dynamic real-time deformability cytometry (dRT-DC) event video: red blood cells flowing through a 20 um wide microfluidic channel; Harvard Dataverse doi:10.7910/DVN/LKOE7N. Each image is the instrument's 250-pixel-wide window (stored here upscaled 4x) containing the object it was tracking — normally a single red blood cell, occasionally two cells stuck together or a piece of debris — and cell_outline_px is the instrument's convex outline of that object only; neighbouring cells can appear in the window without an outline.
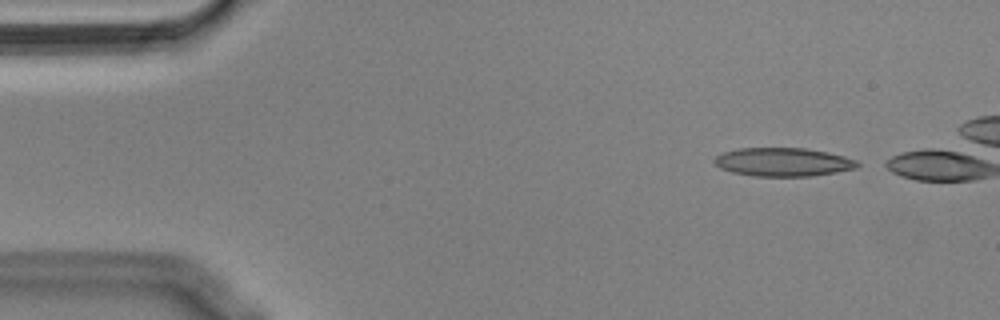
{"species": "Egyptian fruit bat (a non-hibernating species)", "species_latin": "Rousettus aegyptiacus", "temperature_condition": "cold", "stored_images_in_passage": 44, "camera_frame_rate_fps": 3000, "um_per_image_px": 0.085, "animal": {"sex": "male"}, "frame": {"image": 1, "passage_image": 2, "time_ms": 0.333, "image_size_px": [1000, 320], "cell_outline_px": [[860, 164], [856, 168], [836, 172], [808, 176], [752, 176], [732, 172], [720, 168], [712, 160], [716, 156], [724, 152], [736, 148], [804, 148], [828, 152], [844, 156], [856, 160]], "centroid_in_image_um": [66.54, 13.77], "position_along_channel_um": 18.5, "area_um2": 23.76}}
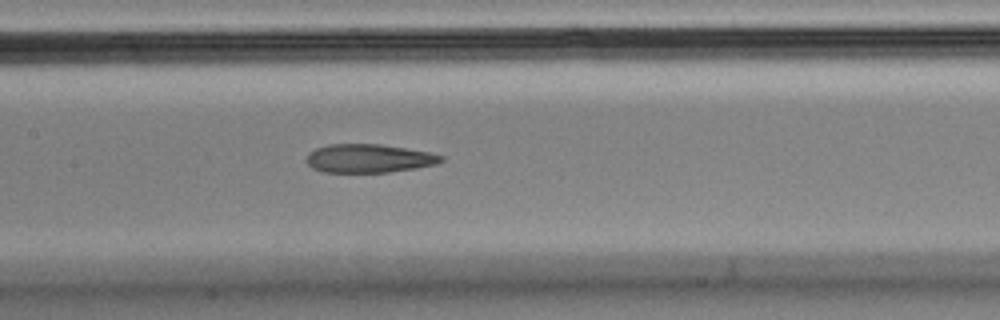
{"frame": {"image": 2, "passage_image": 22, "time_ms": 7.0, "image_size_px": [1000, 320], "cell_outline_px": [[444, 160], [436, 164], [416, 168], [388, 172], [324, 172], [312, 168], [308, 164], [308, 152], [316, 148], [328, 144], [380, 144], [428, 152], [444, 156]], "centroid_in_image_um": [31.35, 13.46], "position_along_channel_um": 176.1, "area_um2": 22.25}}
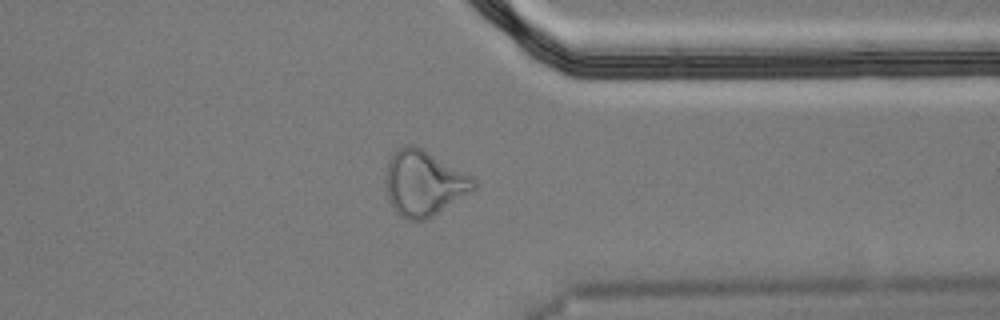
{"frame": {"image": 3, "passage_image": 39, "time_ms": 12.667, "image_size_px": [1000, 320], "cell_outline_px": [[476, 188], [472, 192], [432, 216], [424, 220], [408, 220], [400, 216], [396, 212], [388, 200], [384, 180], [384, 176], [388, 160], [392, 152], [396, 148], [404, 144], [416, 144], [472, 176], [476, 180]], "centroid_in_image_um": [35.99, 15.54], "position_along_channel_um": 375.4, "area_um2": 34.16}, "authors_computed_cell_mechanics": {"area_um2": 24.0159, "velocity_mm_per_s": 3.5993, "shape_relaxation_time_tau1_ms": null, "shape_relaxation_time_tau2_ms": 3.5415, "deformation_change_tau1": null, "deformation_change_tau2": 0.129}}